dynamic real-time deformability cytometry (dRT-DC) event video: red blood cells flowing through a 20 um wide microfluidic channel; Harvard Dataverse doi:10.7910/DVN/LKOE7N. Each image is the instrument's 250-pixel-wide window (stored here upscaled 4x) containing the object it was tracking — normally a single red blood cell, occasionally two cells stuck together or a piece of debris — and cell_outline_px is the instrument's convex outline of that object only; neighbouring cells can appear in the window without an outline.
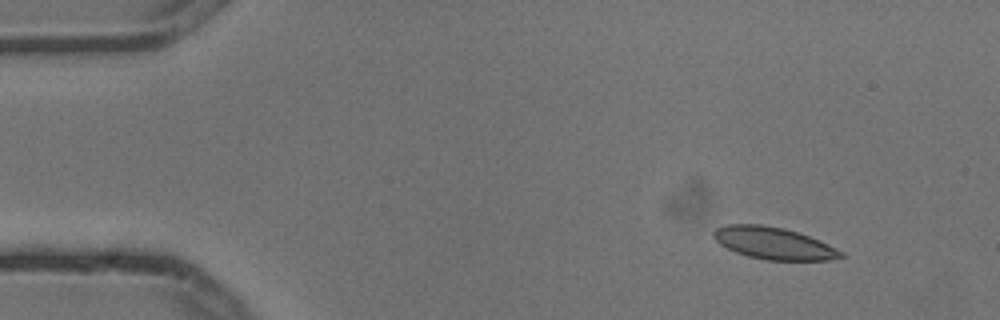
{"species": "common noctule bat (a hibernating species)", "species_latin": "Nyctalus noctula", "temperature_condition": "cold", "stored_images_in_passage": 4, "camera_frame_rate_fps": 3000, "um_per_image_px": 0.085, "animal": {"sex": "male", "body_mass_g": 13.3}, "frame": {"image": 1, "passage_image": 1, "time_ms": 0.0, "image_size_px": [1000, 320], "cell_outline_px": [[848, 256], [828, 260], [764, 260], [748, 256], [736, 252], [720, 244], [712, 236], [712, 232], [716, 228], [728, 224], [760, 224], [784, 228], [808, 236], [844, 252]], "centroid_in_image_um": [65.74, 20.68], "position_along_channel_um": 19.3, "area_um2": 23.64}}
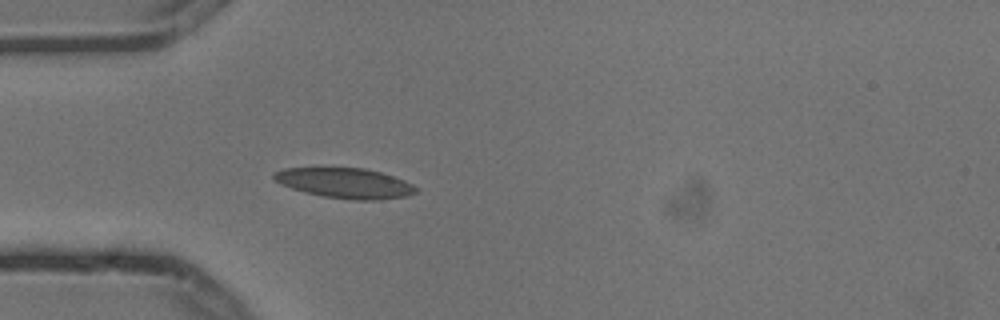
{"frame": {"image": 2, "passage_image": 4, "time_ms": 1.0, "image_size_px": [1000, 320], "cell_outline_px": [[416, 192], [408, 196], [380, 200], [352, 200], [320, 196], [304, 192], [280, 184], [272, 180], [272, 176], [276, 172], [284, 168], [364, 168], [380, 172], [404, 180], [412, 184], [416, 188]], "centroid_in_image_um": [29.31, 15.57], "position_along_channel_um": 55.7, "area_um2": 25.03}}